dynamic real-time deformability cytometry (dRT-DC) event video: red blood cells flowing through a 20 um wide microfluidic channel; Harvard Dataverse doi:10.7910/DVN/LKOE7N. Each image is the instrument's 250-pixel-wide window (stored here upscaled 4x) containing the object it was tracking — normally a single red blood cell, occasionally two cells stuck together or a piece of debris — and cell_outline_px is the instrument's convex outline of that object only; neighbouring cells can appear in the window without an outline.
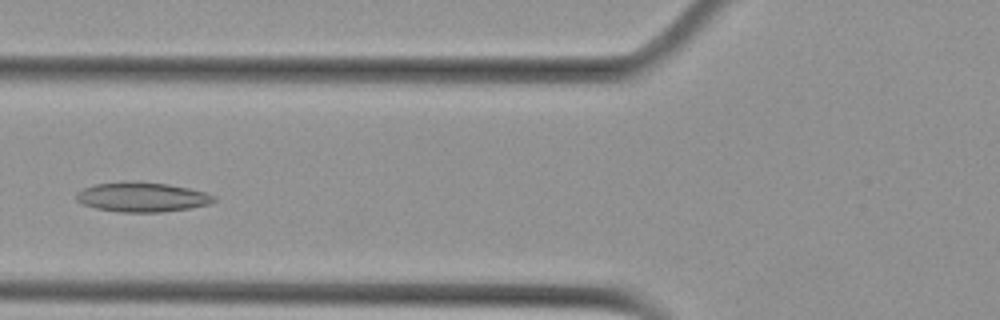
{"species": "Egyptian fruit bat (a non-hibernating species)", "species_latin": "Rousettus aegyptiacus", "temperature_condition": "cold", "stored_images_in_passage": 3, "camera_frame_rate_fps": 3000, "um_per_image_px": 0.085, "animal": {"sex": "female"}, "frame": {"image": 1, "passage_image": 3, "time_ms": 0.667, "image_size_px": [1000, 320], "cell_outline_px": [[216, 200], [208, 204], [192, 208], [164, 212], [120, 212], [96, 208], [84, 204], [76, 200], [76, 192], [84, 188], [96, 184], [168, 184], [188, 188], [204, 192], [216, 196]], "centroid_in_image_um": [12.12, 16.8], "position_along_channel_um": 113.7, "area_um2": 22.83}}